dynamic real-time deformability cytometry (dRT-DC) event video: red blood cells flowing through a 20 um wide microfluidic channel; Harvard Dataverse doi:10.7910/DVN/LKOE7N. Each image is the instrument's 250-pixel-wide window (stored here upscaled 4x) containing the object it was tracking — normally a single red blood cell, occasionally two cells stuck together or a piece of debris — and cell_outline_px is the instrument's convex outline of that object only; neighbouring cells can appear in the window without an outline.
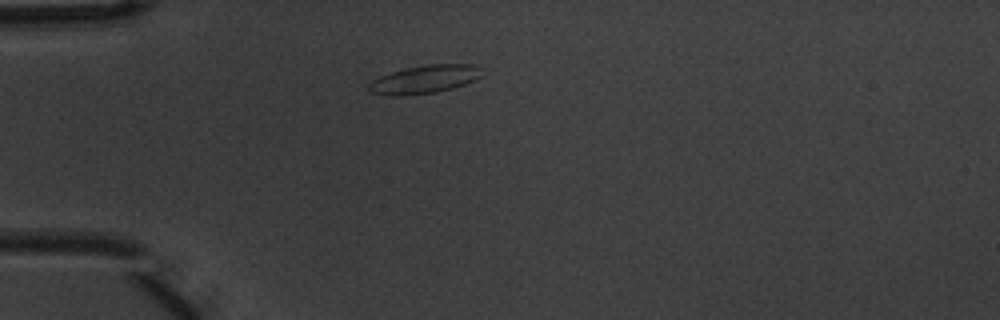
{"species": "common noctule bat (a hibernating species)", "species_latin": "Nyctalus noctula", "temperature_condition": "warm", "stored_images_in_passage": 1, "camera_frame_rate_fps": 3000, "um_per_image_px": 0.085, "animal": {"sex": "male", "body_mass_g": 20.1, "forearm_length_mm": 53.5}, "frame": {"image": 1, "passage_image": 1, "time_ms": 0.0, "image_size_px": [1000, 320], "cell_outline_px": [[480, 76], [476, 80], [452, 88], [436, 92], [400, 96], [392, 96], [372, 92], [368, 88], [368, 84], [372, 80], [380, 76], [392, 72], [408, 68], [428, 64], [476, 64]], "centroid_in_image_um": [36.06, 6.75], "position_along_channel_um": 48.9, "area_um2": 18.26}}